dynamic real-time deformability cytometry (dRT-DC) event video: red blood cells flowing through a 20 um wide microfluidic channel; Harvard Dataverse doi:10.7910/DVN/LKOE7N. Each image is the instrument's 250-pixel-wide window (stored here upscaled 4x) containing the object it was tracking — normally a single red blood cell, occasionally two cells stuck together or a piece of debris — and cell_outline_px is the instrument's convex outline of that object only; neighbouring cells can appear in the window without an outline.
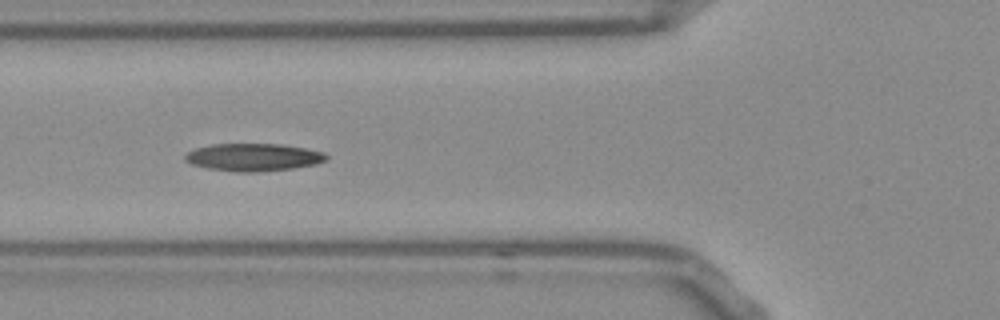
{"species": "Egyptian fruit bat (a non-hibernating species)", "species_latin": "Rousettus aegyptiacus", "temperature_condition": "room temperature", "stored_images_in_passage": 41, "camera_frame_rate_fps": 3000, "um_per_image_px": 0.085, "frame": {"image": 1, "passage_image": 7, "time_ms": 2.0, "image_size_px": [1000, 320], "cell_outline_px": [[328, 156], [324, 160], [316, 164], [292, 168], [256, 172], [236, 172], [208, 168], [192, 164], [184, 160], [184, 156], [188, 152], [196, 148], [212, 144], [284, 144], [324, 152]], "centroid_in_image_um": [21.52, 13.36], "position_along_channel_um": 104.3, "area_um2": 22.6}}
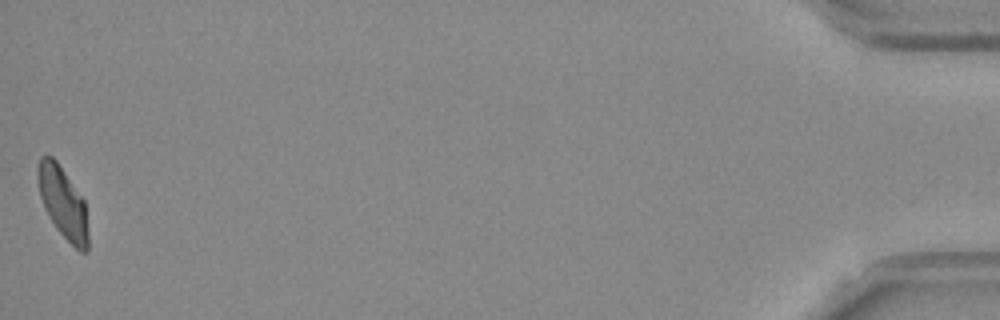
{"frame": {"image": 2, "passage_image": 41, "time_ms": 13.333, "image_size_px": [1000, 320], "cell_outline_px": [[88, 252], [80, 252], [56, 228], [44, 208], [40, 196], [36, 176], [36, 168], [40, 156], [52, 156], [56, 160], [84, 200], [88, 232]], "centroid_in_image_um": [5.32, 17.21], "position_along_channel_um": 429.9, "area_um2": 20.87}, "authors_computed_cell_mechanics": {"area_um2": 21.8484, "velocity_mm_per_s": 3.7708, "shape_relaxation_time_tau1_ms": 4.8335, "shape_relaxation_time_tau2_ms": 2.5453, "deformation_change_tau1": 0.1823, "deformation_change_tau2": 0.0994}}